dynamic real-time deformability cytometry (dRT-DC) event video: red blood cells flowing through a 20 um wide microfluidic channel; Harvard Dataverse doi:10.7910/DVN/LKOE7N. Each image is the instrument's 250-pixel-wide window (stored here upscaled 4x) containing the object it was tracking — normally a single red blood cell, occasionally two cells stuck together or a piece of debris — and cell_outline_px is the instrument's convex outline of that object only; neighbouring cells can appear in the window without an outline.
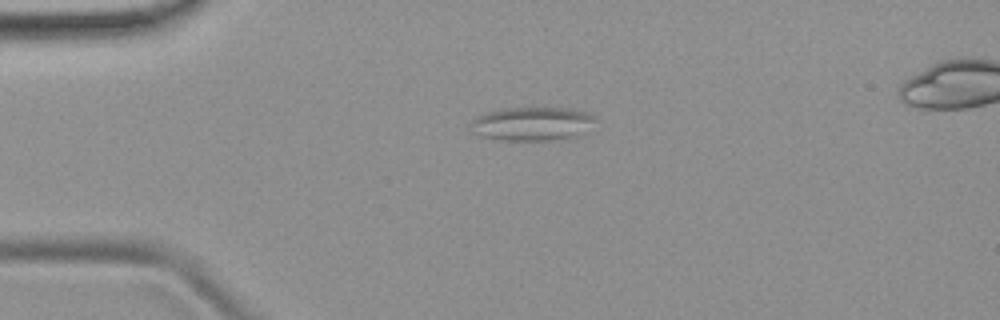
{"species": "common noctule bat (a hibernating species)", "species_latin": "Nyctalus noctula", "temperature_condition": "room temperature", "stored_images_in_passage": 50, "camera_frame_rate_fps": 3000, "um_per_image_px": 0.085, "animal": {"sex": "female", "body_mass_g": 19.9}, "frame": {"image": 1, "passage_image": 11, "time_ms": 3.333, "image_size_px": [1000, 320], "cell_outline_px": [[596, 120], [572, 140], [500, 140], [476, 136], [472, 132], [472, 120], [476, 116], [488, 112], [504, 108], [568, 108], [588, 112], [596, 116]], "centroid_in_image_um": [45.23, 10.53], "position_along_channel_um": 39.8, "area_um2": 24.74}}
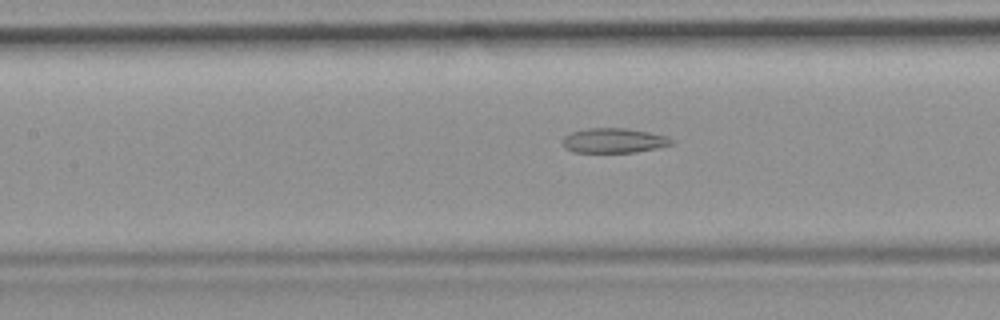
{"frame": {"image": 2, "passage_image": 22, "time_ms": 7.0, "image_size_px": [1000, 320], "cell_outline_px": [[676, 144], [636, 152], [572, 152], [564, 148], [564, 136], [572, 132], [588, 128], [628, 128], [668, 136], [676, 140]], "centroid_in_image_um": [52.24, 11.94], "position_along_channel_um": 155.2, "area_um2": 15.84}}
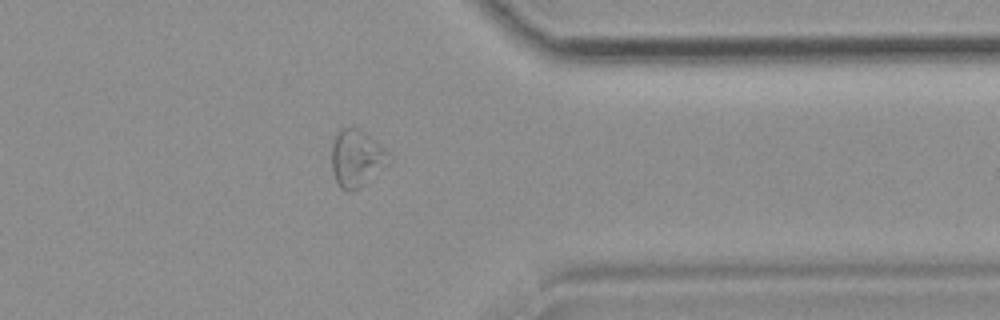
{"frame": {"image": 3, "passage_image": 40, "time_ms": 13.0, "image_size_px": [1000, 320], "cell_outline_px": [[392, 160], [388, 164], [364, 184], [352, 192], [348, 192], [340, 188], [332, 172], [332, 144], [336, 132], [344, 128], [356, 128], [364, 132], [384, 148], [392, 156]], "centroid_in_image_um": [30.31, 13.47], "position_along_channel_um": 381.1, "area_um2": 18.96}, "authors_computed_cell_mechanics": {"area_um2": 18.5827, "velocity_mm_per_s": 3.9089, "shape_relaxation_time_tau1_ms": null, "shape_relaxation_time_tau2_ms": 3.3706, "deformation_change_tau1": null, "deformation_change_tau2": 0.1212}}